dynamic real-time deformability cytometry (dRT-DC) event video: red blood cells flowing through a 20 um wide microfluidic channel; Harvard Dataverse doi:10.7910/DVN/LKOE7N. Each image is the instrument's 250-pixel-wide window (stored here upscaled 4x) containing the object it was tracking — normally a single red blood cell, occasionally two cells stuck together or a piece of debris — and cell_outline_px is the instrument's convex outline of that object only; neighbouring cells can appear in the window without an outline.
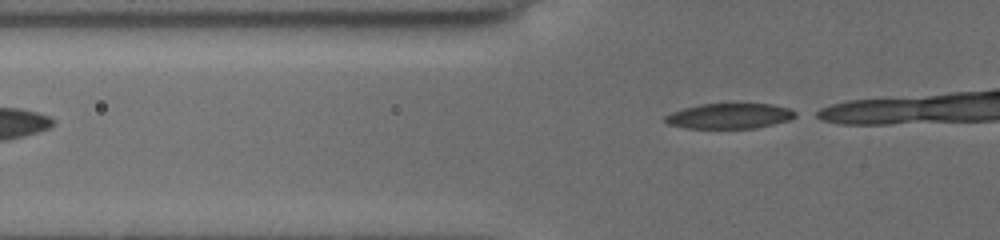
{"species": "common noctule bat (a hibernating species)", "species_latin": "Nyctalus noctula", "temperature_condition": "cold", "stored_images_in_passage": 14, "segment_of_instrument_passage": [2, 2], "camera_frame_rate_fps": 3000, "um_per_image_px": 0.085, "animal": {"sex": "female", "body_mass_g": 19.5, "forearm_length_mm": 54.1}, "frame": {"image": 1, "passage_image": 14, "time_ms": 6.0, "image_size_px": [1000, 240], "cell_outline_px": [[800, 116], [792, 120], [756, 128], [688, 128], [668, 124], [664, 120], [664, 116], [672, 112], [684, 108], [700, 104], [772, 104], [788, 108], [796, 112]], "centroid_in_image_um": [62.06, 9.86], "position_along_channel_um": 63.7, "area_um2": 19.31}}